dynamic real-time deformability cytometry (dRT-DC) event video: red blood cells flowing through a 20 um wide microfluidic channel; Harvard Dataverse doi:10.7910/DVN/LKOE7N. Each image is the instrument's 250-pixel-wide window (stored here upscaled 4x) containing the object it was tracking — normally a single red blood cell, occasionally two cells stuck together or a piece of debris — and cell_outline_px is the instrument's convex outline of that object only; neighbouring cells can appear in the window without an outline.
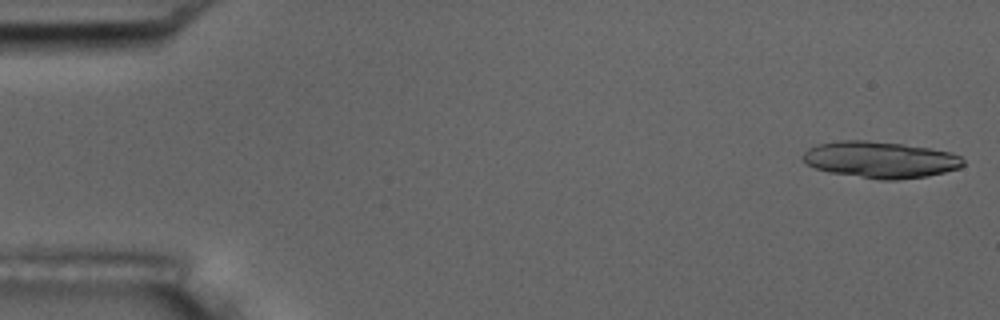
{"species": "common noctule bat (a hibernating species)", "species_latin": "Nyctalus noctula", "temperature_condition": "room temperature", "stored_images_in_passage": 13, "camera_frame_rate_fps": 3000, "um_per_image_px": 0.085, "animal": {"sex": "male", "body_mass_g": 17.5, "forearm_length_mm": 52.3}, "frame": {"image": 1, "passage_image": 1, "time_ms": 0.0, "image_size_px": [1000, 320], "cell_outline_px": [[964, 164], [960, 168], [928, 176], [896, 180], [880, 180], [828, 172], [816, 168], [808, 164], [800, 156], [808, 148], [820, 144], [836, 140], [868, 140], [900, 144], [928, 148], [952, 152], [960, 156], [964, 160]], "centroid_in_image_um": [74.83, 13.58], "position_along_channel_um": 10.2, "area_um2": 34.16}}
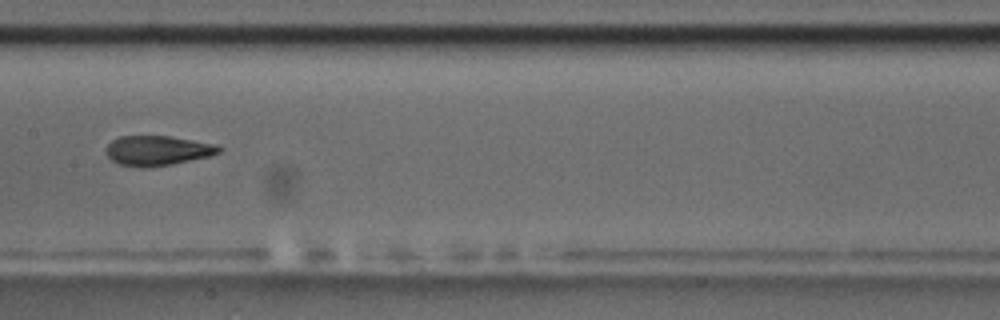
{"frame": {"image": 2, "passage_image": 8, "time_ms": 9.0, "image_size_px": [1000, 320], "cell_outline_px": [[224, 148], [220, 152], [208, 156], [172, 164], [148, 168], [140, 168], [116, 164], [108, 156], [108, 144], [112, 140], [120, 136], [168, 136], [216, 144]], "centroid_in_image_um": [13.39, 12.81], "position_along_channel_um": 194.0, "area_um2": 19.59}, "authors_computed_cell_mechanics": {"area_um2": 20.2878, "velocity_mm_per_s": 3.6113, "shape_relaxation_time_tau1_ms": 6.1351, "shape_relaxation_time_tau2_ms": 2.683, "deformation_change_tau1": 0.1874, "deformation_change_tau2": 0.1122}}